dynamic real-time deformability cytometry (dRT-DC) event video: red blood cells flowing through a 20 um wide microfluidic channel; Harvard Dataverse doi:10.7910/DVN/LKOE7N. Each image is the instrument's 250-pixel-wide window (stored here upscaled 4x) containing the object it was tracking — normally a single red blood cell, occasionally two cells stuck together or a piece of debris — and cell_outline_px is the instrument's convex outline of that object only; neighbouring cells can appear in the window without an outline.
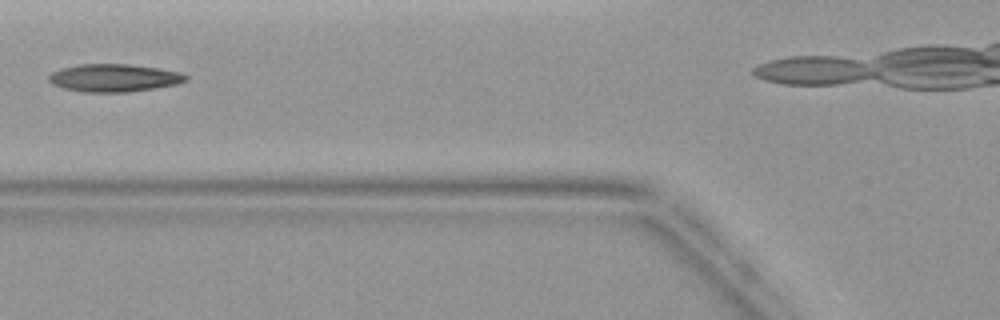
{"species": "common noctule bat (a hibernating species)", "species_latin": "Nyctalus noctula", "temperature_condition": "warm", "stored_images_in_passage": 5, "camera_frame_rate_fps": 3000, "um_per_image_px": 0.085, "animal": {"sex": "female", "body_mass_g": 19.9}, "frame": {"image": 1, "passage_image": 3, "time_ms": 2.333, "image_size_px": [1000, 320], "cell_outline_px": [[188, 80], [176, 84], [128, 92], [84, 92], [64, 88], [52, 84], [48, 80], [48, 76], [52, 72], [60, 68], [80, 64], [128, 64], [156, 68], [180, 72], [188, 76]], "centroid_in_image_um": [9.66, 6.62], "position_along_channel_um": 116.1, "area_um2": 22.02}}